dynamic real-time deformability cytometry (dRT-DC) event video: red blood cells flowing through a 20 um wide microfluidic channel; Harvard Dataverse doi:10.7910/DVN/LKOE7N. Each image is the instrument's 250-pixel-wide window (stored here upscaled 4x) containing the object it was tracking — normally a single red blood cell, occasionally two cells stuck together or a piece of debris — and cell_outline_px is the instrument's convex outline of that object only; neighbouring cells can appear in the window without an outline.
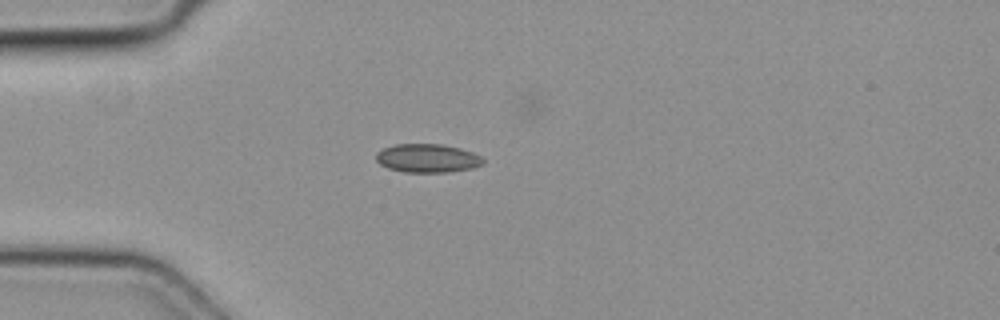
{"species": "common noctule bat (a hibernating species)", "species_latin": "Nyctalus noctula", "temperature_condition": "cold", "stored_images_in_passage": 4, "camera_frame_rate_fps": 3000, "um_per_image_px": 0.085, "animal": {"sex": "female", "body_mass_g": 19.3, "forearm_length_mm": 54.1}, "frame": {"image": 1, "passage_image": 3, "time_ms": 0.667, "image_size_px": [1000, 320], "cell_outline_px": [[484, 164], [472, 168], [448, 172], [404, 172], [388, 168], [380, 164], [376, 160], [376, 152], [384, 148], [396, 144], [444, 144], [460, 148], [472, 152], [480, 156], [484, 160]], "centroid_in_image_um": [36.33, 13.45], "position_along_channel_um": 48.7, "area_um2": 17.86}}